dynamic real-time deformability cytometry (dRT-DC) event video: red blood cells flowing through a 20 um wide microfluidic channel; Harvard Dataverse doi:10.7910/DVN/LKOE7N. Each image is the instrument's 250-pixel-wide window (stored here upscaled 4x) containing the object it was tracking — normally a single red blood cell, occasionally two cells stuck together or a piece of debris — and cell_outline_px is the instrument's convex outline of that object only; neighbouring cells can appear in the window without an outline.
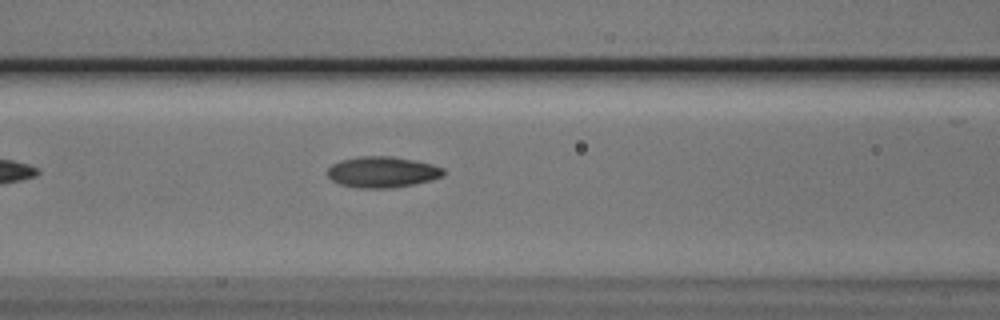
{"species": "Egyptian fruit bat (a non-hibernating species)", "species_latin": "Rousettus aegyptiacus", "temperature_condition": "cold", "stored_images_in_passage": 15, "camera_frame_rate_fps": 3000, "um_per_image_px": 0.085, "animal": {"sex": "male"}, "frame": {"image": 1, "passage_image": 7, "time_ms": 2.0, "image_size_px": [1000, 320], "cell_outline_px": [[444, 176], [432, 180], [392, 188], [356, 188], [340, 184], [332, 180], [328, 176], [328, 168], [332, 164], [340, 160], [360, 156], [392, 156], [432, 164], [444, 168]], "centroid_in_image_um": [32.49, 14.62], "position_along_channel_um": 134.1, "area_um2": 20.98}}
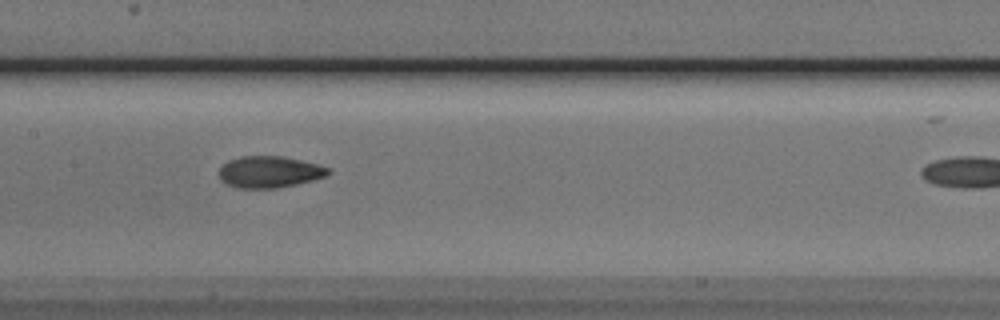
{"frame": {"image": 2, "passage_image": 11, "time_ms": 3.333, "image_size_px": [1000, 320], "cell_outline_px": [[332, 172], [324, 176], [312, 180], [296, 184], [276, 188], [236, 188], [220, 180], [220, 168], [228, 160], [240, 156], [284, 156], [316, 164], [328, 168]], "centroid_in_image_um": [22.88, 14.61], "position_along_channel_um": 184.5, "area_um2": 19.94}}